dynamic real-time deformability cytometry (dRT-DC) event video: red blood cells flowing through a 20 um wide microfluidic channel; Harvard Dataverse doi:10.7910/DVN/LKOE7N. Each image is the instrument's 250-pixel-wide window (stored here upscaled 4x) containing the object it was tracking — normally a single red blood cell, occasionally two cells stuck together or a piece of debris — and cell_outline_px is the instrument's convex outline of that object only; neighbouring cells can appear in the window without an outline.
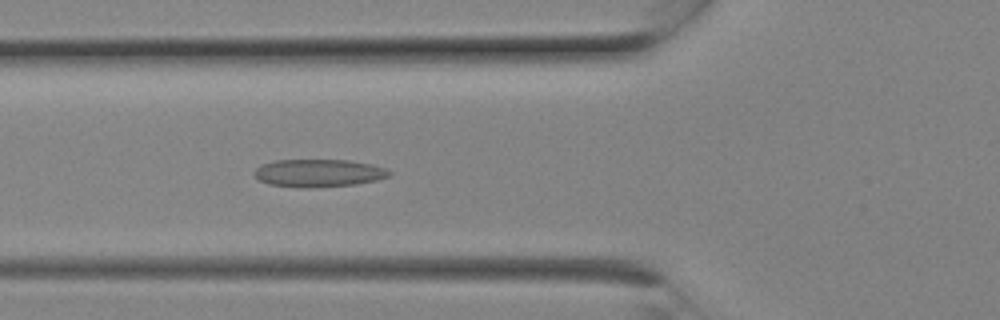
{"species": "Egyptian fruit bat (a non-hibernating species)", "species_latin": "Rousettus aegyptiacus", "temperature_condition": "room temperature", "stored_images_in_passage": 8, "camera_frame_rate_fps": 3000, "um_per_image_px": 0.085, "animal": {"sex": "female"}, "frame": {"image": 1, "passage_image": 8, "time_ms": 2.333, "image_size_px": [1000, 320], "cell_outline_px": [[392, 176], [376, 180], [356, 184], [268, 184], [260, 180], [252, 172], [260, 164], [276, 160], [348, 160], [368, 164], [384, 168], [392, 172]], "centroid_in_image_um": [27.11, 14.64], "position_along_channel_um": 98.7, "area_um2": 20.46}}